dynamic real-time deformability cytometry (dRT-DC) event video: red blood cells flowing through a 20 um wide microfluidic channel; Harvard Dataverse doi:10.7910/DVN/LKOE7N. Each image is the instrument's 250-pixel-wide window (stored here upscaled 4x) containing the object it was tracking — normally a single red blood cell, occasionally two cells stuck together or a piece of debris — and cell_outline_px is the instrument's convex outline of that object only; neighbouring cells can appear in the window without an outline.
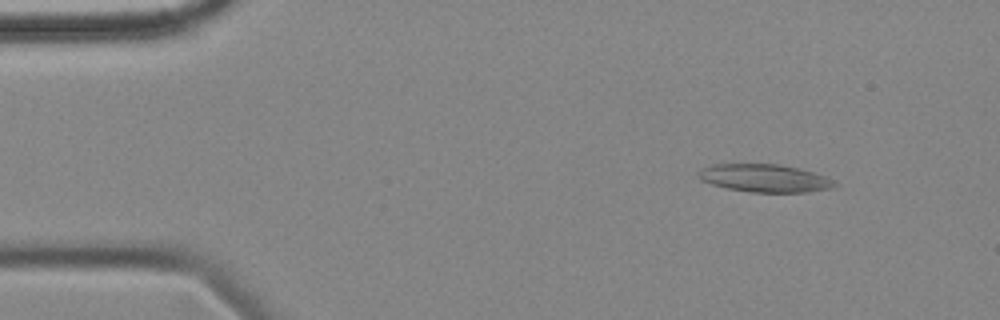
{"species": "common noctule bat (a hibernating species)", "species_latin": "Nyctalus noctula", "temperature_condition": "cold", "stored_images_in_passage": 14, "camera_frame_rate_fps": 3000, "um_per_image_px": 0.085, "animal": {"sex": "female", "body_mass_g": 18.4}, "frame": {"image": 1, "passage_image": 7, "time_ms": 2.0, "image_size_px": [1000, 320], "cell_outline_px": [[840, 184], [832, 188], [808, 192], [752, 192], [728, 188], [712, 184], [700, 180], [696, 176], [696, 172], [712, 164], [780, 164], [828, 176]], "centroid_in_image_um": [65.02, 15.14], "position_along_channel_um": 20.0, "area_um2": 22.2}}